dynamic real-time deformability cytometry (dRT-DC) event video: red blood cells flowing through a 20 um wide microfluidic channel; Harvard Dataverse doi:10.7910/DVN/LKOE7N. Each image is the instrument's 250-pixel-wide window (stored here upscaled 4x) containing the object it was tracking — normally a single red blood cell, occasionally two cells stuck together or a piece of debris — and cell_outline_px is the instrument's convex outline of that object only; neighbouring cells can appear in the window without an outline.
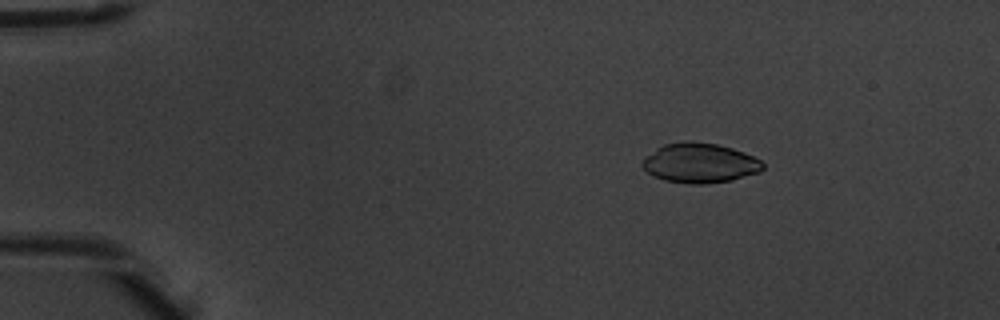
{"species": "common noctule bat (a hibernating species)", "species_latin": "Nyctalus noctula", "temperature_condition": "warm", "stored_images_in_passage": 5, "camera_frame_rate_fps": 3000, "um_per_image_px": 0.085, "animal": {"sex": "male", "body_mass_g": 20.1, "forearm_length_mm": 53.5}, "frame": {"image": 1, "passage_image": 3, "time_ms": 0.667, "image_size_px": [1000, 320], "cell_outline_px": [[764, 168], [760, 172], [732, 180], [704, 184], [688, 184], [664, 180], [648, 172], [640, 164], [656, 148], [664, 144], [688, 140], [716, 144], [732, 148], [744, 152], [760, 160], [764, 164]], "centroid_in_image_um": [59.51, 13.85], "position_along_channel_um": 25.5, "area_um2": 27.8}}